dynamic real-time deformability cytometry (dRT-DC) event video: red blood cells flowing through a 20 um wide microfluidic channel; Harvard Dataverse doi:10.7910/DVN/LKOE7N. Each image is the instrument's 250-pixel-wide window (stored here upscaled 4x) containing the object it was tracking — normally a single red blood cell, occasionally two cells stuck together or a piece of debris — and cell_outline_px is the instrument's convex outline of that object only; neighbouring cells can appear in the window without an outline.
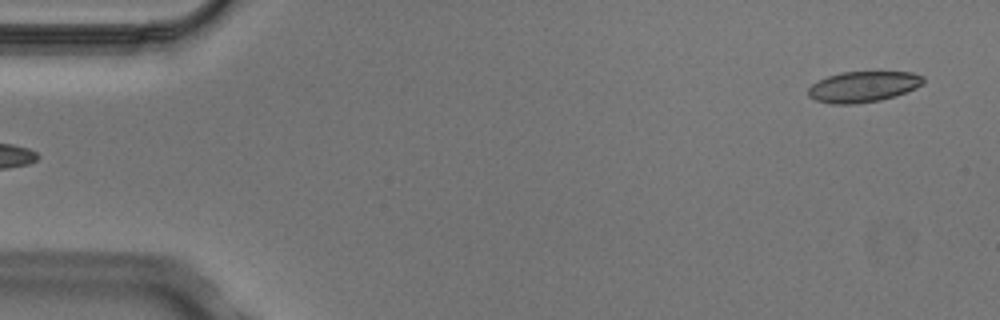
{"species": "Egyptian fruit bat (a non-hibernating species)", "species_latin": "Rousettus aegyptiacus", "temperature_condition": "cold", "stored_images_in_passage": 5, "segment_of_instrument_passage": [2, 2], "camera_frame_rate_fps": 3000, "um_per_image_px": 0.085, "animal": {"sex": "male"}, "frame": {"image": 1, "passage_image": 5, "time_ms": 1.333, "image_size_px": [1000, 320], "cell_outline_px": [[924, 80], [916, 88], [880, 100], [856, 104], [832, 104], [816, 100], [808, 96], [808, 88], [812, 84], [828, 76], [840, 72], [912, 72], [924, 76]], "centroid_in_image_um": [73.34, 7.37], "position_along_channel_um": 11.7, "area_um2": 20.46}}